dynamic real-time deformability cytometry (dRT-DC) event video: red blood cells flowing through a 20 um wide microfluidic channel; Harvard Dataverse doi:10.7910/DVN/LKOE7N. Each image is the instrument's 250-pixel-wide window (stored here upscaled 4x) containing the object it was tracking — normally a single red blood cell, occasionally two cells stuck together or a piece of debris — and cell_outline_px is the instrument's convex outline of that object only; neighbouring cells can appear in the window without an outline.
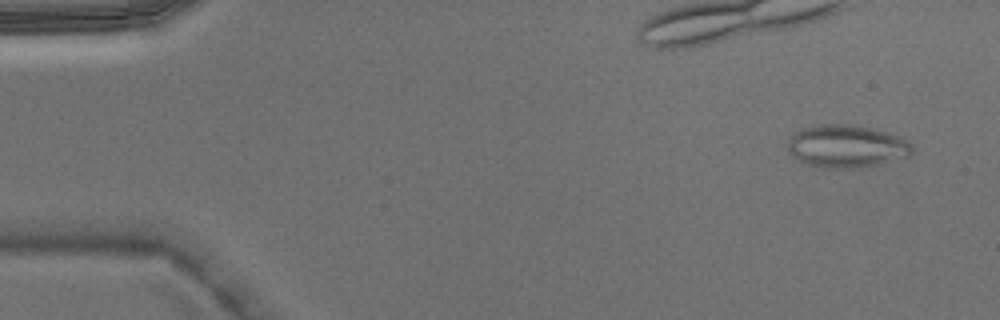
{"species": "Egyptian fruit bat (a non-hibernating species)", "species_latin": "Rousettus aegyptiacus", "temperature_condition": "warm", "stored_images_in_passage": 5, "camera_frame_rate_fps": 3000, "um_per_image_px": 0.085, "animal": {"sex": "male"}, "frame": {"image": 1, "passage_image": 1, "time_ms": 0.0, "image_size_px": [1000, 320], "cell_outline_px": [[912, 156], [876, 164], [856, 168], [828, 168], [808, 164], [796, 160], [788, 152], [788, 140], [796, 132], [804, 128], [820, 124], [848, 124], [872, 128], [900, 136], [912, 144]], "centroid_in_image_um": [71.96, 12.43], "position_along_channel_um": 13.0, "area_um2": 30.92}}